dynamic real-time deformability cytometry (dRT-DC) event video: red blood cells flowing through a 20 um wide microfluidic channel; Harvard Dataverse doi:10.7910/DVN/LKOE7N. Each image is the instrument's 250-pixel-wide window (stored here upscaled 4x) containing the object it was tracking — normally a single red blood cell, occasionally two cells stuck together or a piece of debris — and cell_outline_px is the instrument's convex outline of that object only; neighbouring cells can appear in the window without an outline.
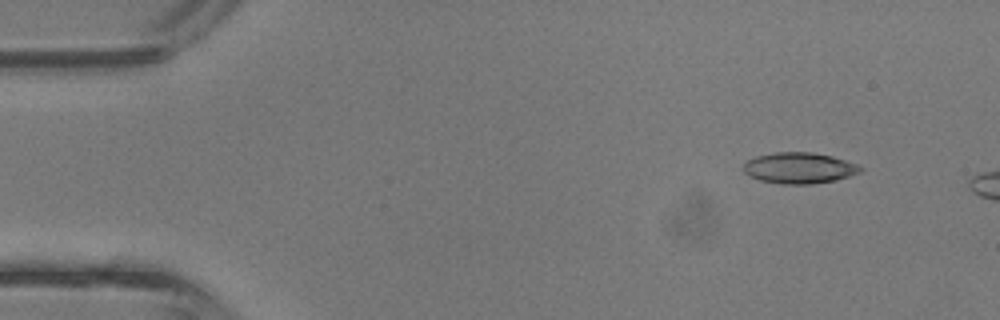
{"species": "common noctule bat (a hibernating species)", "species_latin": "Nyctalus noctula", "temperature_condition": "room temperature", "stored_images_in_passage": 3, "camera_frame_rate_fps": 3000, "um_per_image_px": 0.085, "animal": {"sex": "male", "body_mass_g": 13.3}, "frame": {"image": 1, "passage_image": 2, "time_ms": 0.333, "image_size_px": [1000, 320], "cell_outline_px": [[864, 168], [860, 172], [848, 176], [832, 180], [812, 184], [780, 184], [760, 180], [748, 176], [744, 172], [744, 164], [748, 160], [756, 156], [776, 152], [812, 152], [832, 156], [856, 164]], "centroid_in_image_um": [67.9, 14.28], "position_along_channel_um": 17.1, "area_um2": 20.98}}